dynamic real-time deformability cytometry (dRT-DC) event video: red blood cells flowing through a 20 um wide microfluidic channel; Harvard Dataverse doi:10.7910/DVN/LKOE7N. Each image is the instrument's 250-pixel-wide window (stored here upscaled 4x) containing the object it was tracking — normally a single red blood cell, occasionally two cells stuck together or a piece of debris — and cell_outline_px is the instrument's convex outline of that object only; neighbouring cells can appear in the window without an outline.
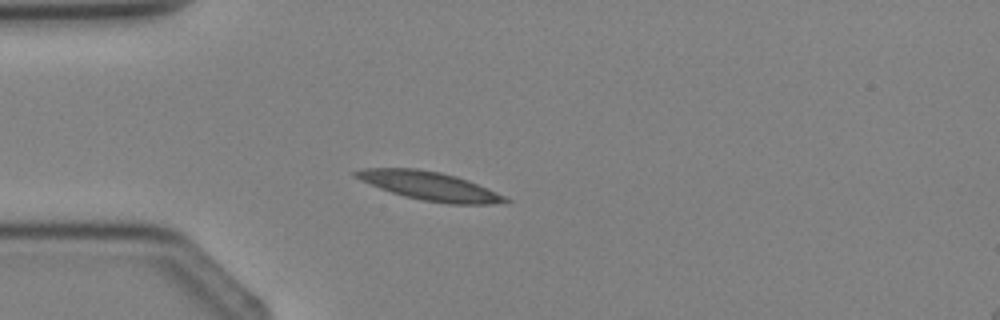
{"species": "Egyptian fruit bat (a non-hibernating species)", "species_latin": "Rousettus aegyptiacus", "temperature_condition": "cold", "stored_images_in_passage": 2, "camera_frame_rate_fps": 3000, "um_per_image_px": 0.085, "animal": {"sex": "female"}, "frame": {"image": 1, "passage_image": 2, "time_ms": 1.333, "image_size_px": [1000, 320], "cell_outline_px": [[512, 200], [492, 204], [448, 204], [424, 200], [404, 196], [380, 188], [360, 180], [352, 176], [352, 172], [364, 168], [416, 168], [440, 172], [456, 176], [468, 180], [488, 188]], "centroid_in_image_um": [36.49, 15.8], "position_along_channel_um": 48.5, "area_um2": 24.74}}